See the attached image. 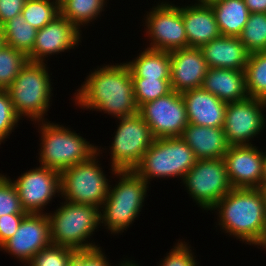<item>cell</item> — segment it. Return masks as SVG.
Instances as JSON below:
<instances>
[{
  "label": "cell",
  "instance_id": "cell-1",
  "mask_svg": "<svg viewBox=\"0 0 266 266\" xmlns=\"http://www.w3.org/2000/svg\"><path fill=\"white\" fill-rule=\"evenodd\" d=\"M74 94L73 100L79 107L103 111L117 119L138 113L132 75L126 63L98 66Z\"/></svg>",
  "mask_w": 266,
  "mask_h": 266
},
{
  "label": "cell",
  "instance_id": "cell-2",
  "mask_svg": "<svg viewBox=\"0 0 266 266\" xmlns=\"http://www.w3.org/2000/svg\"><path fill=\"white\" fill-rule=\"evenodd\" d=\"M221 229L249 245L266 246V206L260 188H233L212 210Z\"/></svg>",
  "mask_w": 266,
  "mask_h": 266
},
{
  "label": "cell",
  "instance_id": "cell-3",
  "mask_svg": "<svg viewBox=\"0 0 266 266\" xmlns=\"http://www.w3.org/2000/svg\"><path fill=\"white\" fill-rule=\"evenodd\" d=\"M119 176L115 186L109 185L108 195L100 211L101 223L111 234L123 233L134 222L144 206L146 183L134 170L115 171ZM103 208V209H102Z\"/></svg>",
  "mask_w": 266,
  "mask_h": 266
},
{
  "label": "cell",
  "instance_id": "cell-4",
  "mask_svg": "<svg viewBox=\"0 0 266 266\" xmlns=\"http://www.w3.org/2000/svg\"><path fill=\"white\" fill-rule=\"evenodd\" d=\"M50 122H36L41 131L40 166L61 174L67 168L90 160L98 153V146L90 144L80 134Z\"/></svg>",
  "mask_w": 266,
  "mask_h": 266
},
{
  "label": "cell",
  "instance_id": "cell-5",
  "mask_svg": "<svg viewBox=\"0 0 266 266\" xmlns=\"http://www.w3.org/2000/svg\"><path fill=\"white\" fill-rule=\"evenodd\" d=\"M52 214L50 221L51 242L76 251L98 248L87 240L101 224L100 208L65 200Z\"/></svg>",
  "mask_w": 266,
  "mask_h": 266
},
{
  "label": "cell",
  "instance_id": "cell-6",
  "mask_svg": "<svg viewBox=\"0 0 266 266\" xmlns=\"http://www.w3.org/2000/svg\"><path fill=\"white\" fill-rule=\"evenodd\" d=\"M46 66L44 62L28 61L6 89L20 119L27 117L34 122L45 119L53 89Z\"/></svg>",
  "mask_w": 266,
  "mask_h": 266
},
{
  "label": "cell",
  "instance_id": "cell-7",
  "mask_svg": "<svg viewBox=\"0 0 266 266\" xmlns=\"http://www.w3.org/2000/svg\"><path fill=\"white\" fill-rule=\"evenodd\" d=\"M196 161L194 152L181 137L155 138L134 171L148 184L156 177L180 176L183 180Z\"/></svg>",
  "mask_w": 266,
  "mask_h": 266
},
{
  "label": "cell",
  "instance_id": "cell-8",
  "mask_svg": "<svg viewBox=\"0 0 266 266\" xmlns=\"http://www.w3.org/2000/svg\"><path fill=\"white\" fill-rule=\"evenodd\" d=\"M95 154L90 160L67 168L60 174L61 197L69 202L101 209L108 195L109 182Z\"/></svg>",
  "mask_w": 266,
  "mask_h": 266
},
{
  "label": "cell",
  "instance_id": "cell-9",
  "mask_svg": "<svg viewBox=\"0 0 266 266\" xmlns=\"http://www.w3.org/2000/svg\"><path fill=\"white\" fill-rule=\"evenodd\" d=\"M119 121L110 146L112 174L115 171L134 170L155 139L150 127L138 113L119 118Z\"/></svg>",
  "mask_w": 266,
  "mask_h": 266
},
{
  "label": "cell",
  "instance_id": "cell-10",
  "mask_svg": "<svg viewBox=\"0 0 266 266\" xmlns=\"http://www.w3.org/2000/svg\"><path fill=\"white\" fill-rule=\"evenodd\" d=\"M182 182L193 201L207 211L233 189L224 158L197 160Z\"/></svg>",
  "mask_w": 266,
  "mask_h": 266
},
{
  "label": "cell",
  "instance_id": "cell-11",
  "mask_svg": "<svg viewBox=\"0 0 266 266\" xmlns=\"http://www.w3.org/2000/svg\"><path fill=\"white\" fill-rule=\"evenodd\" d=\"M138 114L150 127L154 138L180 137L189 124L182 95L174 90L141 105Z\"/></svg>",
  "mask_w": 266,
  "mask_h": 266
},
{
  "label": "cell",
  "instance_id": "cell-12",
  "mask_svg": "<svg viewBox=\"0 0 266 266\" xmlns=\"http://www.w3.org/2000/svg\"><path fill=\"white\" fill-rule=\"evenodd\" d=\"M148 13L145 17V29L151 43L147 48L168 52L188 48L180 6L162 2L152 7Z\"/></svg>",
  "mask_w": 266,
  "mask_h": 266
},
{
  "label": "cell",
  "instance_id": "cell-13",
  "mask_svg": "<svg viewBox=\"0 0 266 266\" xmlns=\"http://www.w3.org/2000/svg\"><path fill=\"white\" fill-rule=\"evenodd\" d=\"M266 101L248 97L244 100L227 103L223 130L230 146L251 145L264 128Z\"/></svg>",
  "mask_w": 266,
  "mask_h": 266
},
{
  "label": "cell",
  "instance_id": "cell-14",
  "mask_svg": "<svg viewBox=\"0 0 266 266\" xmlns=\"http://www.w3.org/2000/svg\"><path fill=\"white\" fill-rule=\"evenodd\" d=\"M26 213L43 214L45 206L60 190V173L43 166L30 169L12 182Z\"/></svg>",
  "mask_w": 266,
  "mask_h": 266
},
{
  "label": "cell",
  "instance_id": "cell-15",
  "mask_svg": "<svg viewBox=\"0 0 266 266\" xmlns=\"http://www.w3.org/2000/svg\"><path fill=\"white\" fill-rule=\"evenodd\" d=\"M50 244L51 231L47 213H27L17 231L0 249L28 264L36 253Z\"/></svg>",
  "mask_w": 266,
  "mask_h": 266
},
{
  "label": "cell",
  "instance_id": "cell-16",
  "mask_svg": "<svg viewBox=\"0 0 266 266\" xmlns=\"http://www.w3.org/2000/svg\"><path fill=\"white\" fill-rule=\"evenodd\" d=\"M81 30L61 14L37 31L28 61L44 62L52 54L75 49L81 42Z\"/></svg>",
  "mask_w": 266,
  "mask_h": 266
},
{
  "label": "cell",
  "instance_id": "cell-17",
  "mask_svg": "<svg viewBox=\"0 0 266 266\" xmlns=\"http://www.w3.org/2000/svg\"><path fill=\"white\" fill-rule=\"evenodd\" d=\"M253 145L230 146L223 157L233 188L261 187L264 152Z\"/></svg>",
  "mask_w": 266,
  "mask_h": 266
},
{
  "label": "cell",
  "instance_id": "cell-18",
  "mask_svg": "<svg viewBox=\"0 0 266 266\" xmlns=\"http://www.w3.org/2000/svg\"><path fill=\"white\" fill-rule=\"evenodd\" d=\"M208 66L200 48L188 47L170 51V84L172 90L202 87Z\"/></svg>",
  "mask_w": 266,
  "mask_h": 266
},
{
  "label": "cell",
  "instance_id": "cell-19",
  "mask_svg": "<svg viewBox=\"0 0 266 266\" xmlns=\"http://www.w3.org/2000/svg\"><path fill=\"white\" fill-rule=\"evenodd\" d=\"M181 95L190 124L223 128L227 103L202 87L183 91Z\"/></svg>",
  "mask_w": 266,
  "mask_h": 266
},
{
  "label": "cell",
  "instance_id": "cell-20",
  "mask_svg": "<svg viewBox=\"0 0 266 266\" xmlns=\"http://www.w3.org/2000/svg\"><path fill=\"white\" fill-rule=\"evenodd\" d=\"M188 47L200 48L221 36L214 12L209 3L195 2L181 6Z\"/></svg>",
  "mask_w": 266,
  "mask_h": 266
},
{
  "label": "cell",
  "instance_id": "cell-21",
  "mask_svg": "<svg viewBox=\"0 0 266 266\" xmlns=\"http://www.w3.org/2000/svg\"><path fill=\"white\" fill-rule=\"evenodd\" d=\"M208 68L245 71L249 53L239 37L220 36L200 47Z\"/></svg>",
  "mask_w": 266,
  "mask_h": 266
},
{
  "label": "cell",
  "instance_id": "cell-22",
  "mask_svg": "<svg viewBox=\"0 0 266 266\" xmlns=\"http://www.w3.org/2000/svg\"><path fill=\"white\" fill-rule=\"evenodd\" d=\"M197 160L223 158L230 145L223 128L188 124L180 136Z\"/></svg>",
  "mask_w": 266,
  "mask_h": 266
},
{
  "label": "cell",
  "instance_id": "cell-23",
  "mask_svg": "<svg viewBox=\"0 0 266 266\" xmlns=\"http://www.w3.org/2000/svg\"><path fill=\"white\" fill-rule=\"evenodd\" d=\"M202 88L225 103L249 97L245 72L226 68H208Z\"/></svg>",
  "mask_w": 266,
  "mask_h": 266
},
{
  "label": "cell",
  "instance_id": "cell-24",
  "mask_svg": "<svg viewBox=\"0 0 266 266\" xmlns=\"http://www.w3.org/2000/svg\"><path fill=\"white\" fill-rule=\"evenodd\" d=\"M209 4L221 36L239 37L250 16L244 0H214Z\"/></svg>",
  "mask_w": 266,
  "mask_h": 266
},
{
  "label": "cell",
  "instance_id": "cell-25",
  "mask_svg": "<svg viewBox=\"0 0 266 266\" xmlns=\"http://www.w3.org/2000/svg\"><path fill=\"white\" fill-rule=\"evenodd\" d=\"M132 78L170 79V52L146 48L126 62Z\"/></svg>",
  "mask_w": 266,
  "mask_h": 266
},
{
  "label": "cell",
  "instance_id": "cell-26",
  "mask_svg": "<svg viewBox=\"0 0 266 266\" xmlns=\"http://www.w3.org/2000/svg\"><path fill=\"white\" fill-rule=\"evenodd\" d=\"M4 43L28 56L34 46L37 29L32 27L20 14L1 26Z\"/></svg>",
  "mask_w": 266,
  "mask_h": 266
},
{
  "label": "cell",
  "instance_id": "cell-27",
  "mask_svg": "<svg viewBox=\"0 0 266 266\" xmlns=\"http://www.w3.org/2000/svg\"><path fill=\"white\" fill-rule=\"evenodd\" d=\"M106 2V0H61L60 14L80 30L82 25H88L96 20L104 11Z\"/></svg>",
  "mask_w": 266,
  "mask_h": 266
},
{
  "label": "cell",
  "instance_id": "cell-28",
  "mask_svg": "<svg viewBox=\"0 0 266 266\" xmlns=\"http://www.w3.org/2000/svg\"><path fill=\"white\" fill-rule=\"evenodd\" d=\"M244 72L249 97L266 101V51L249 54Z\"/></svg>",
  "mask_w": 266,
  "mask_h": 266
},
{
  "label": "cell",
  "instance_id": "cell-29",
  "mask_svg": "<svg viewBox=\"0 0 266 266\" xmlns=\"http://www.w3.org/2000/svg\"><path fill=\"white\" fill-rule=\"evenodd\" d=\"M21 15L32 27L39 30L60 15V2L57 0H26Z\"/></svg>",
  "mask_w": 266,
  "mask_h": 266
},
{
  "label": "cell",
  "instance_id": "cell-30",
  "mask_svg": "<svg viewBox=\"0 0 266 266\" xmlns=\"http://www.w3.org/2000/svg\"><path fill=\"white\" fill-rule=\"evenodd\" d=\"M239 38L249 54L266 51V13H250Z\"/></svg>",
  "mask_w": 266,
  "mask_h": 266
},
{
  "label": "cell",
  "instance_id": "cell-31",
  "mask_svg": "<svg viewBox=\"0 0 266 266\" xmlns=\"http://www.w3.org/2000/svg\"><path fill=\"white\" fill-rule=\"evenodd\" d=\"M27 62L23 52L4 44L0 48V89H7Z\"/></svg>",
  "mask_w": 266,
  "mask_h": 266
},
{
  "label": "cell",
  "instance_id": "cell-32",
  "mask_svg": "<svg viewBox=\"0 0 266 266\" xmlns=\"http://www.w3.org/2000/svg\"><path fill=\"white\" fill-rule=\"evenodd\" d=\"M138 108L172 91L170 79L132 78Z\"/></svg>",
  "mask_w": 266,
  "mask_h": 266
},
{
  "label": "cell",
  "instance_id": "cell-33",
  "mask_svg": "<svg viewBox=\"0 0 266 266\" xmlns=\"http://www.w3.org/2000/svg\"><path fill=\"white\" fill-rule=\"evenodd\" d=\"M76 252L69 247L50 244L36 253L28 266H71Z\"/></svg>",
  "mask_w": 266,
  "mask_h": 266
},
{
  "label": "cell",
  "instance_id": "cell-34",
  "mask_svg": "<svg viewBox=\"0 0 266 266\" xmlns=\"http://www.w3.org/2000/svg\"><path fill=\"white\" fill-rule=\"evenodd\" d=\"M7 214H27L22 208L15 185L0 173V217Z\"/></svg>",
  "mask_w": 266,
  "mask_h": 266
},
{
  "label": "cell",
  "instance_id": "cell-35",
  "mask_svg": "<svg viewBox=\"0 0 266 266\" xmlns=\"http://www.w3.org/2000/svg\"><path fill=\"white\" fill-rule=\"evenodd\" d=\"M19 120L7 90L0 89V144L12 133Z\"/></svg>",
  "mask_w": 266,
  "mask_h": 266
},
{
  "label": "cell",
  "instance_id": "cell-36",
  "mask_svg": "<svg viewBox=\"0 0 266 266\" xmlns=\"http://www.w3.org/2000/svg\"><path fill=\"white\" fill-rule=\"evenodd\" d=\"M186 243L185 241H178L158 266H197L194 253Z\"/></svg>",
  "mask_w": 266,
  "mask_h": 266
},
{
  "label": "cell",
  "instance_id": "cell-37",
  "mask_svg": "<svg viewBox=\"0 0 266 266\" xmlns=\"http://www.w3.org/2000/svg\"><path fill=\"white\" fill-rule=\"evenodd\" d=\"M102 251L100 246L95 249L77 251L71 266H111L112 263L109 264ZM128 262L129 260H125L119 266H126Z\"/></svg>",
  "mask_w": 266,
  "mask_h": 266
},
{
  "label": "cell",
  "instance_id": "cell-38",
  "mask_svg": "<svg viewBox=\"0 0 266 266\" xmlns=\"http://www.w3.org/2000/svg\"><path fill=\"white\" fill-rule=\"evenodd\" d=\"M26 214H7L0 217V247L17 231Z\"/></svg>",
  "mask_w": 266,
  "mask_h": 266
},
{
  "label": "cell",
  "instance_id": "cell-39",
  "mask_svg": "<svg viewBox=\"0 0 266 266\" xmlns=\"http://www.w3.org/2000/svg\"><path fill=\"white\" fill-rule=\"evenodd\" d=\"M26 0H0V27L13 17L20 15Z\"/></svg>",
  "mask_w": 266,
  "mask_h": 266
},
{
  "label": "cell",
  "instance_id": "cell-40",
  "mask_svg": "<svg viewBox=\"0 0 266 266\" xmlns=\"http://www.w3.org/2000/svg\"><path fill=\"white\" fill-rule=\"evenodd\" d=\"M250 13H266V0H244Z\"/></svg>",
  "mask_w": 266,
  "mask_h": 266
},
{
  "label": "cell",
  "instance_id": "cell-41",
  "mask_svg": "<svg viewBox=\"0 0 266 266\" xmlns=\"http://www.w3.org/2000/svg\"><path fill=\"white\" fill-rule=\"evenodd\" d=\"M262 183H266V152L264 153V159H263Z\"/></svg>",
  "mask_w": 266,
  "mask_h": 266
},
{
  "label": "cell",
  "instance_id": "cell-42",
  "mask_svg": "<svg viewBox=\"0 0 266 266\" xmlns=\"http://www.w3.org/2000/svg\"><path fill=\"white\" fill-rule=\"evenodd\" d=\"M260 189L263 193L264 200H265V206H266V183H262Z\"/></svg>",
  "mask_w": 266,
  "mask_h": 266
},
{
  "label": "cell",
  "instance_id": "cell-43",
  "mask_svg": "<svg viewBox=\"0 0 266 266\" xmlns=\"http://www.w3.org/2000/svg\"><path fill=\"white\" fill-rule=\"evenodd\" d=\"M4 36L0 27V48L4 45Z\"/></svg>",
  "mask_w": 266,
  "mask_h": 266
},
{
  "label": "cell",
  "instance_id": "cell-44",
  "mask_svg": "<svg viewBox=\"0 0 266 266\" xmlns=\"http://www.w3.org/2000/svg\"><path fill=\"white\" fill-rule=\"evenodd\" d=\"M197 2H200V3H210L214 0H196Z\"/></svg>",
  "mask_w": 266,
  "mask_h": 266
},
{
  "label": "cell",
  "instance_id": "cell-45",
  "mask_svg": "<svg viewBox=\"0 0 266 266\" xmlns=\"http://www.w3.org/2000/svg\"><path fill=\"white\" fill-rule=\"evenodd\" d=\"M132 266H139V265L132 260Z\"/></svg>",
  "mask_w": 266,
  "mask_h": 266
},
{
  "label": "cell",
  "instance_id": "cell-46",
  "mask_svg": "<svg viewBox=\"0 0 266 266\" xmlns=\"http://www.w3.org/2000/svg\"><path fill=\"white\" fill-rule=\"evenodd\" d=\"M126 266H132V260L129 261Z\"/></svg>",
  "mask_w": 266,
  "mask_h": 266
}]
</instances>
